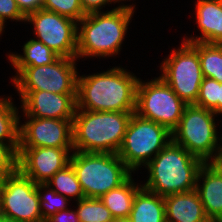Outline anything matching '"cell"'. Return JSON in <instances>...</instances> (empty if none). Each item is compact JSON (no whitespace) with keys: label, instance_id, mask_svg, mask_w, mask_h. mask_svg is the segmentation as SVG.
I'll list each match as a JSON object with an SVG mask.
<instances>
[{"label":"cell","instance_id":"6da1fadb","mask_svg":"<svg viewBox=\"0 0 222 222\" xmlns=\"http://www.w3.org/2000/svg\"><path fill=\"white\" fill-rule=\"evenodd\" d=\"M140 78L121 67L78 75L77 109L98 112H135Z\"/></svg>","mask_w":222,"mask_h":222},{"label":"cell","instance_id":"7a4b0ae2","mask_svg":"<svg viewBox=\"0 0 222 222\" xmlns=\"http://www.w3.org/2000/svg\"><path fill=\"white\" fill-rule=\"evenodd\" d=\"M134 8L132 4H120L110 11L86 14L78 22L76 58L111 57L118 54L134 15Z\"/></svg>","mask_w":222,"mask_h":222},{"label":"cell","instance_id":"3957f363","mask_svg":"<svg viewBox=\"0 0 222 222\" xmlns=\"http://www.w3.org/2000/svg\"><path fill=\"white\" fill-rule=\"evenodd\" d=\"M204 161L171 140L145 166L149 178L142 187L159 196L196 190Z\"/></svg>","mask_w":222,"mask_h":222},{"label":"cell","instance_id":"277c9868","mask_svg":"<svg viewBox=\"0 0 222 222\" xmlns=\"http://www.w3.org/2000/svg\"><path fill=\"white\" fill-rule=\"evenodd\" d=\"M133 113L76 109L72 121L74 151L117 154Z\"/></svg>","mask_w":222,"mask_h":222},{"label":"cell","instance_id":"5b68a950","mask_svg":"<svg viewBox=\"0 0 222 222\" xmlns=\"http://www.w3.org/2000/svg\"><path fill=\"white\" fill-rule=\"evenodd\" d=\"M70 164L87 198H100L132 175L116 153L73 151Z\"/></svg>","mask_w":222,"mask_h":222},{"label":"cell","instance_id":"8992f818","mask_svg":"<svg viewBox=\"0 0 222 222\" xmlns=\"http://www.w3.org/2000/svg\"><path fill=\"white\" fill-rule=\"evenodd\" d=\"M216 116L209 109L186 105L178 126L172 131V140L205 163L212 162L222 154L214 121Z\"/></svg>","mask_w":222,"mask_h":222},{"label":"cell","instance_id":"52a82bcc","mask_svg":"<svg viewBox=\"0 0 222 222\" xmlns=\"http://www.w3.org/2000/svg\"><path fill=\"white\" fill-rule=\"evenodd\" d=\"M171 140L168 128L133 113L117 154L134 172L146 166Z\"/></svg>","mask_w":222,"mask_h":222},{"label":"cell","instance_id":"ba28073f","mask_svg":"<svg viewBox=\"0 0 222 222\" xmlns=\"http://www.w3.org/2000/svg\"><path fill=\"white\" fill-rule=\"evenodd\" d=\"M186 105L160 76L145 83L139 79L135 107L138 116L172 132L178 126Z\"/></svg>","mask_w":222,"mask_h":222},{"label":"cell","instance_id":"9c48e42d","mask_svg":"<svg viewBox=\"0 0 222 222\" xmlns=\"http://www.w3.org/2000/svg\"><path fill=\"white\" fill-rule=\"evenodd\" d=\"M168 56L160 64V77L185 104H195L204 78L197 50L183 41Z\"/></svg>","mask_w":222,"mask_h":222},{"label":"cell","instance_id":"30bf717a","mask_svg":"<svg viewBox=\"0 0 222 222\" xmlns=\"http://www.w3.org/2000/svg\"><path fill=\"white\" fill-rule=\"evenodd\" d=\"M77 58L59 57L52 64L25 67L14 78L17 91L77 94Z\"/></svg>","mask_w":222,"mask_h":222},{"label":"cell","instance_id":"8fae6325","mask_svg":"<svg viewBox=\"0 0 222 222\" xmlns=\"http://www.w3.org/2000/svg\"><path fill=\"white\" fill-rule=\"evenodd\" d=\"M37 184L18 169L2 178L0 215L18 222H44Z\"/></svg>","mask_w":222,"mask_h":222},{"label":"cell","instance_id":"7c38bea8","mask_svg":"<svg viewBox=\"0 0 222 222\" xmlns=\"http://www.w3.org/2000/svg\"><path fill=\"white\" fill-rule=\"evenodd\" d=\"M26 21L34 25V39L45 44L58 56L77 57L78 22L43 8L29 14Z\"/></svg>","mask_w":222,"mask_h":222},{"label":"cell","instance_id":"4fadbf2b","mask_svg":"<svg viewBox=\"0 0 222 222\" xmlns=\"http://www.w3.org/2000/svg\"><path fill=\"white\" fill-rule=\"evenodd\" d=\"M73 148H18L17 169L36 184H46L57 172L70 164Z\"/></svg>","mask_w":222,"mask_h":222},{"label":"cell","instance_id":"5bb4252c","mask_svg":"<svg viewBox=\"0 0 222 222\" xmlns=\"http://www.w3.org/2000/svg\"><path fill=\"white\" fill-rule=\"evenodd\" d=\"M26 118L20 123L19 148H73V120Z\"/></svg>","mask_w":222,"mask_h":222},{"label":"cell","instance_id":"9a60e30c","mask_svg":"<svg viewBox=\"0 0 222 222\" xmlns=\"http://www.w3.org/2000/svg\"><path fill=\"white\" fill-rule=\"evenodd\" d=\"M24 116L73 120L77 109V94H57L47 91H18Z\"/></svg>","mask_w":222,"mask_h":222},{"label":"cell","instance_id":"2e32d148","mask_svg":"<svg viewBox=\"0 0 222 222\" xmlns=\"http://www.w3.org/2000/svg\"><path fill=\"white\" fill-rule=\"evenodd\" d=\"M196 191L210 221H222V173L211 162L204 163L201 167Z\"/></svg>","mask_w":222,"mask_h":222},{"label":"cell","instance_id":"e0dca14e","mask_svg":"<svg viewBox=\"0 0 222 222\" xmlns=\"http://www.w3.org/2000/svg\"><path fill=\"white\" fill-rule=\"evenodd\" d=\"M196 24L200 36L184 38V42L222 44V0H197L195 2Z\"/></svg>","mask_w":222,"mask_h":222},{"label":"cell","instance_id":"ac0fdd59","mask_svg":"<svg viewBox=\"0 0 222 222\" xmlns=\"http://www.w3.org/2000/svg\"><path fill=\"white\" fill-rule=\"evenodd\" d=\"M166 222H210L196 190L164 197Z\"/></svg>","mask_w":222,"mask_h":222},{"label":"cell","instance_id":"d6986e66","mask_svg":"<svg viewBox=\"0 0 222 222\" xmlns=\"http://www.w3.org/2000/svg\"><path fill=\"white\" fill-rule=\"evenodd\" d=\"M131 222H166L164 197L141 187L133 200Z\"/></svg>","mask_w":222,"mask_h":222},{"label":"cell","instance_id":"ffe728a7","mask_svg":"<svg viewBox=\"0 0 222 222\" xmlns=\"http://www.w3.org/2000/svg\"><path fill=\"white\" fill-rule=\"evenodd\" d=\"M22 49L24 55L15 53L7 55L10 63L17 71L16 74L25 67L52 64L60 57L45 44L33 38L27 41Z\"/></svg>","mask_w":222,"mask_h":222},{"label":"cell","instance_id":"44dd1931","mask_svg":"<svg viewBox=\"0 0 222 222\" xmlns=\"http://www.w3.org/2000/svg\"><path fill=\"white\" fill-rule=\"evenodd\" d=\"M141 187L142 185L138 186L130 176L122 185L110 190L99 199L114 218H129L134 197Z\"/></svg>","mask_w":222,"mask_h":222},{"label":"cell","instance_id":"7402d4cb","mask_svg":"<svg viewBox=\"0 0 222 222\" xmlns=\"http://www.w3.org/2000/svg\"><path fill=\"white\" fill-rule=\"evenodd\" d=\"M12 98L0 97V142L7 143L16 153L19 148L20 117Z\"/></svg>","mask_w":222,"mask_h":222},{"label":"cell","instance_id":"603a6c76","mask_svg":"<svg viewBox=\"0 0 222 222\" xmlns=\"http://www.w3.org/2000/svg\"><path fill=\"white\" fill-rule=\"evenodd\" d=\"M198 52L204 77L222 83V44L189 42Z\"/></svg>","mask_w":222,"mask_h":222},{"label":"cell","instance_id":"cb8c5ba5","mask_svg":"<svg viewBox=\"0 0 222 222\" xmlns=\"http://www.w3.org/2000/svg\"><path fill=\"white\" fill-rule=\"evenodd\" d=\"M46 184L53 186L51 188L57 194H61L69 199L76 198V202L85 198L75 170L71 164L57 171Z\"/></svg>","mask_w":222,"mask_h":222},{"label":"cell","instance_id":"d4e9b609","mask_svg":"<svg viewBox=\"0 0 222 222\" xmlns=\"http://www.w3.org/2000/svg\"><path fill=\"white\" fill-rule=\"evenodd\" d=\"M79 222H112L114 217L99 198H83L77 201Z\"/></svg>","mask_w":222,"mask_h":222},{"label":"cell","instance_id":"484cf974","mask_svg":"<svg viewBox=\"0 0 222 222\" xmlns=\"http://www.w3.org/2000/svg\"><path fill=\"white\" fill-rule=\"evenodd\" d=\"M42 190L45 192L44 194ZM37 193L40 200V212L44 222L58 211L68 209L67 203H69V199L61 194H57L51 186L47 184H37Z\"/></svg>","mask_w":222,"mask_h":222},{"label":"cell","instance_id":"4316f807","mask_svg":"<svg viewBox=\"0 0 222 222\" xmlns=\"http://www.w3.org/2000/svg\"><path fill=\"white\" fill-rule=\"evenodd\" d=\"M218 100H220V82L204 77L194 105L209 109L218 115Z\"/></svg>","mask_w":222,"mask_h":222},{"label":"cell","instance_id":"83f0119b","mask_svg":"<svg viewBox=\"0 0 222 222\" xmlns=\"http://www.w3.org/2000/svg\"><path fill=\"white\" fill-rule=\"evenodd\" d=\"M43 9L79 22L86 14L80 0H43Z\"/></svg>","mask_w":222,"mask_h":222},{"label":"cell","instance_id":"f1b7e54d","mask_svg":"<svg viewBox=\"0 0 222 222\" xmlns=\"http://www.w3.org/2000/svg\"><path fill=\"white\" fill-rule=\"evenodd\" d=\"M17 169V153L4 142H0V175L5 176Z\"/></svg>","mask_w":222,"mask_h":222},{"label":"cell","instance_id":"f546056e","mask_svg":"<svg viewBox=\"0 0 222 222\" xmlns=\"http://www.w3.org/2000/svg\"><path fill=\"white\" fill-rule=\"evenodd\" d=\"M25 21L26 17L21 13L16 0H0V20L5 25V20Z\"/></svg>","mask_w":222,"mask_h":222},{"label":"cell","instance_id":"4dcf8cb0","mask_svg":"<svg viewBox=\"0 0 222 222\" xmlns=\"http://www.w3.org/2000/svg\"><path fill=\"white\" fill-rule=\"evenodd\" d=\"M21 13L27 17L29 14L42 9L43 0H16Z\"/></svg>","mask_w":222,"mask_h":222},{"label":"cell","instance_id":"1f68e13d","mask_svg":"<svg viewBox=\"0 0 222 222\" xmlns=\"http://www.w3.org/2000/svg\"><path fill=\"white\" fill-rule=\"evenodd\" d=\"M81 6L85 14L93 12H101V9L109 3H113L112 0H80Z\"/></svg>","mask_w":222,"mask_h":222},{"label":"cell","instance_id":"d6a6232c","mask_svg":"<svg viewBox=\"0 0 222 222\" xmlns=\"http://www.w3.org/2000/svg\"><path fill=\"white\" fill-rule=\"evenodd\" d=\"M45 222H79L76 210L65 209L53 214Z\"/></svg>","mask_w":222,"mask_h":222},{"label":"cell","instance_id":"836d02e7","mask_svg":"<svg viewBox=\"0 0 222 222\" xmlns=\"http://www.w3.org/2000/svg\"><path fill=\"white\" fill-rule=\"evenodd\" d=\"M222 173V154L211 162Z\"/></svg>","mask_w":222,"mask_h":222},{"label":"cell","instance_id":"e575fe53","mask_svg":"<svg viewBox=\"0 0 222 222\" xmlns=\"http://www.w3.org/2000/svg\"><path fill=\"white\" fill-rule=\"evenodd\" d=\"M222 115V83H220V100H218V115Z\"/></svg>","mask_w":222,"mask_h":222},{"label":"cell","instance_id":"d590c367","mask_svg":"<svg viewBox=\"0 0 222 222\" xmlns=\"http://www.w3.org/2000/svg\"><path fill=\"white\" fill-rule=\"evenodd\" d=\"M112 222H131L129 218H114Z\"/></svg>","mask_w":222,"mask_h":222},{"label":"cell","instance_id":"8d00e7d4","mask_svg":"<svg viewBox=\"0 0 222 222\" xmlns=\"http://www.w3.org/2000/svg\"><path fill=\"white\" fill-rule=\"evenodd\" d=\"M0 222H18L9 218H5L3 216L0 215Z\"/></svg>","mask_w":222,"mask_h":222},{"label":"cell","instance_id":"74e56055","mask_svg":"<svg viewBox=\"0 0 222 222\" xmlns=\"http://www.w3.org/2000/svg\"><path fill=\"white\" fill-rule=\"evenodd\" d=\"M4 28H5V25L0 20V35L2 34Z\"/></svg>","mask_w":222,"mask_h":222},{"label":"cell","instance_id":"f35d334b","mask_svg":"<svg viewBox=\"0 0 222 222\" xmlns=\"http://www.w3.org/2000/svg\"><path fill=\"white\" fill-rule=\"evenodd\" d=\"M113 1V3H115L116 4V2H118V4H119V2L120 1H127V0H112ZM130 1V0H129Z\"/></svg>","mask_w":222,"mask_h":222},{"label":"cell","instance_id":"ab89813d","mask_svg":"<svg viewBox=\"0 0 222 222\" xmlns=\"http://www.w3.org/2000/svg\"><path fill=\"white\" fill-rule=\"evenodd\" d=\"M2 178H3V176L0 175V188H1V185H2Z\"/></svg>","mask_w":222,"mask_h":222}]
</instances>
